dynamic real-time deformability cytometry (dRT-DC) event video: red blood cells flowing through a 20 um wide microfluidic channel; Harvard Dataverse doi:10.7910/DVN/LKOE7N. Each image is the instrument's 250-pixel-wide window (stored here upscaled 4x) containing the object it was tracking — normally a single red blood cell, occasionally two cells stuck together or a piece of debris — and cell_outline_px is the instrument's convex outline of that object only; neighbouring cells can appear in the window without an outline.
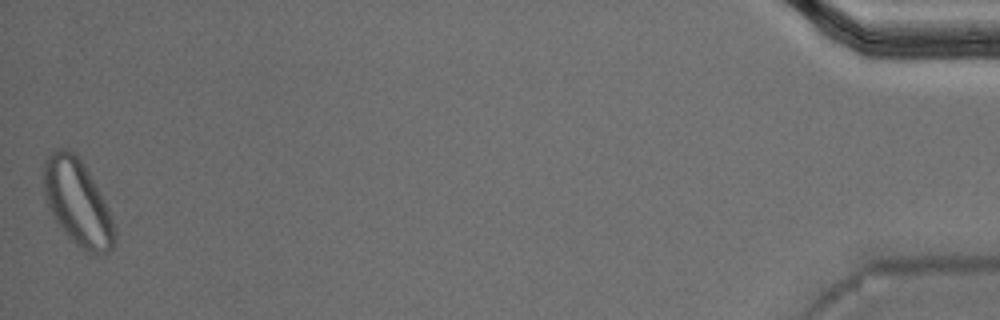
{"species": "Egyptian fruit bat (a non-hibernating species)", "species_latin": "Rousettus aegyptiacus", "temperature_condition": "warm", "stored_images_in_passage": 52, "segment_of_instrument_passage": [2, 2], "camera_frame_rate_fps": 3000, "um_per_image_px": 0.085, "animal": {"sex": "male"}, "frame": {"image": 1, "passage_image": 52, "time_ms": 17.0, "image_size_px": [1000, 320], "cell_outline_px": [[116, 244], [108, 252], [96, 256], [84, 252], [64, 232], [48, 208], [44, 196], [44, 160], [56, 148], [68, 148], [80, 160], [88, 172], [104, 200], [108, 208], [116, 228]], "centroid_in_image_um": [6.61, 17.27], "position_along_channel_um": 428.6, "area_um2": 35.49}}